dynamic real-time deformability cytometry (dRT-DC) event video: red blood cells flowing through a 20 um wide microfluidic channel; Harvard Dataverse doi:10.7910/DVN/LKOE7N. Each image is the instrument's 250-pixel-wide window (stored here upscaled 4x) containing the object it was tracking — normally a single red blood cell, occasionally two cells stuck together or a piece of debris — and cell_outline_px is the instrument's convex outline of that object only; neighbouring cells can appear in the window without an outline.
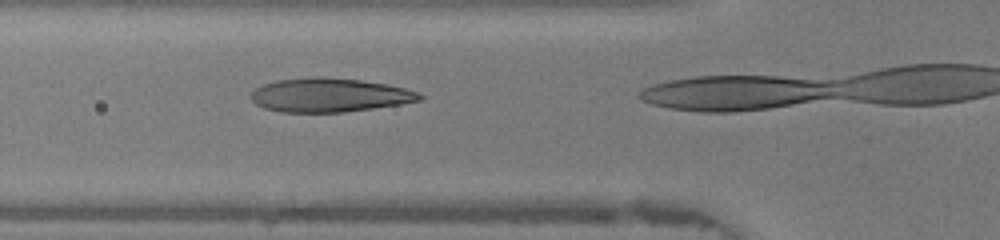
{"species": "human", "species_latin": "Homo sapiens", "temperature_condition": "warm", "stored_images_in_passage": 11, "camera_frame_rate_fps": 3000, "um_per_image_px": 0.085, "donor": {"sex": "female"}, "frame": {"image": 1, "passage_image": 10, "time_ms": 3.0, "image_size_px": [1000, 240], "cell_outline_px": [[424, 96], [420, 100], [400, 104], [372, 108], [340, 112], [280, 112], [264, 108], [256, 104], [252, 100], [252, 92], [256, 88], [264, 84], [276, 80], [320, 76], [324, 76], [360, 80], [384, 84], [404, 88], [416, 92]], "centroid_in_image_um": [27.97, 8.08], "position_along_channel_um": 97.8, "area_um2": 32.95}}